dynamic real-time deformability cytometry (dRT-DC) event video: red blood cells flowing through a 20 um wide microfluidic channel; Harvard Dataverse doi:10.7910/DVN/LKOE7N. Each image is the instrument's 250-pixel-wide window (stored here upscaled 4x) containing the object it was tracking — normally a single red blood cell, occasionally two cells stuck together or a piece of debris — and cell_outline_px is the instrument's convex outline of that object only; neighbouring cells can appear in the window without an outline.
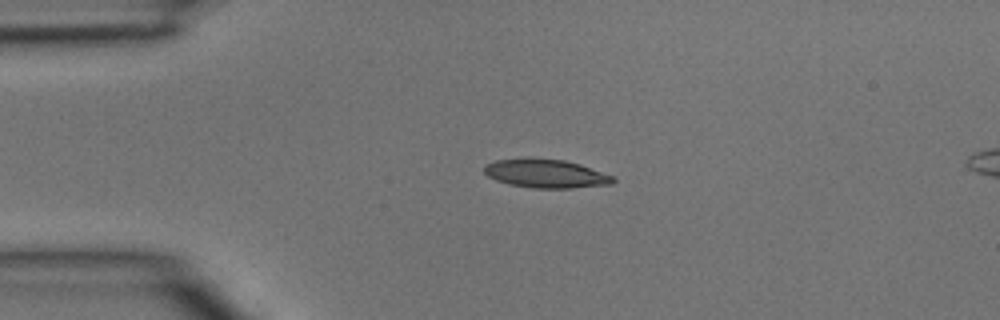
{"species": "common noctule bat (a hibernating species)", "species_latin": "Nyctalus noctula", "temperature_condition": "room temperature", "stored_images_in_passage": 36, "camera_frame_rate_fps": 3000, "um_per_image_px": 0.085, "animal": {"sex": "male", "body_mass_g": 15.6}, "frame": {"image": 1, "passage_image": 1, "time_ms": 0.0, "image_size_px": [1000, 320], "cell_outline_px": [[616, 180], [612, 184], [572, 188], [532, 188], [508, 184], [496, 180], [488, 176], [484, 172], [484, 164], [496, 160], [528, 156], [532, 156], [564, 160], [580, 164], [612, 176]], "centroid_in_image_um": [46.34, 14.73], "position_along_channel_um": 38.7, "area_um2": 21.91}}
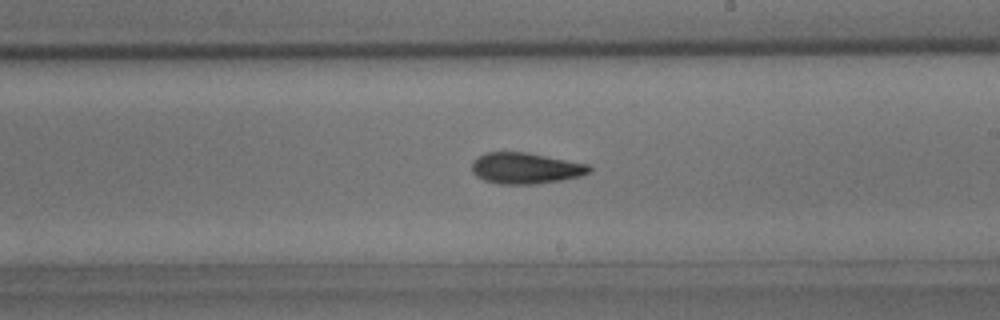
{"frame": {"image": 2, "passage_image": 17, "time_ms": 5.333, "image_size_px": [1000, 320], "cell_outline_px": [[592, 172], [580, 176], [560, 180], [536, 184], [500, 184], [484, 180], [476, 176], [472, 172], [472, 160], [484, 152], [524, 152], [588, 164], [592, 168]], "centroid_in_image_um": [44.65, 14.3], "position_along_channel_um": 244.4, "area_um2": 21.27}}
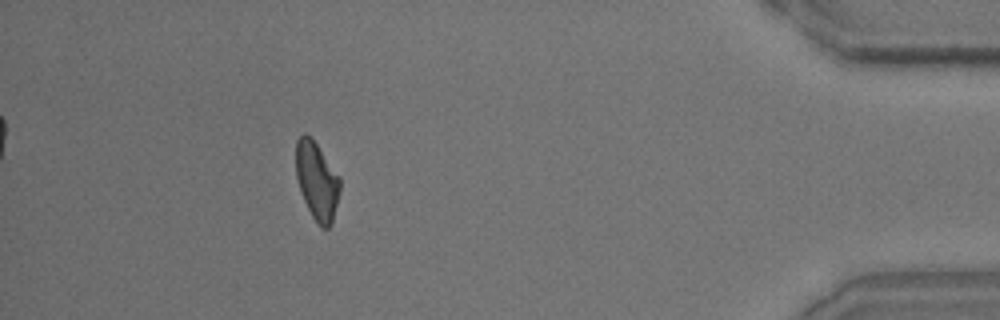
{"frame": {"image": 3, "passage_image": 32, "time_ms": 10.333, "image_size_px": [1000, 320], "cell_outline_px": [[340, 192], [332, 224], [328, 228], [320, 228], [312, 216], [304, 200], [296, 176], [296, 140], [304, 132], [312, 136], [340, 176]], "centroid_in_image_um": [26.95, 15.35], "position_along_channel_um": 408.3, "area_um2": 20.29}}